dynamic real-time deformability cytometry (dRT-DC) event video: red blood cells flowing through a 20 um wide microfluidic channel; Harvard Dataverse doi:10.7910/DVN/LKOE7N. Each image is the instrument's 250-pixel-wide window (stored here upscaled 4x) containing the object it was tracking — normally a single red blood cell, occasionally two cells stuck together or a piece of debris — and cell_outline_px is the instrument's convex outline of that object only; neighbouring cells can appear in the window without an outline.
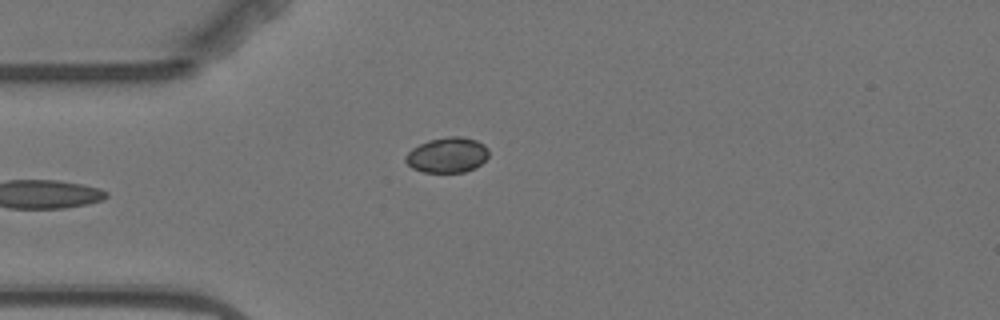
{"species": "Egyptian fruit bat (a non-hibernating species)", "species_latin": "Rousettus aegyptiacus", "temperature_condition": "warm", "stored_images_in_passage": 5, "camera_frame_rate_fps": 3000, "um_per_image_px": 0.085, "animal": {"sex": "female"}, "frame": {"image": 1, "passage_image": 5, "time_ms": 4.667, "image_size_px": [1000, 320], "cell_outline_px": [[488, 156], [476, 168], [464, 172], [424, 172], [412, 168], [404, 160], [404, 156], [412, 148], [428, 140], [448, 136], [460, 136], [476, 140], [484, 144], [488, 148]], "centroid_in_image_um": [38.01, 13.17], "position_along_channel_um": 47.0, "area_um2": 17.17}}